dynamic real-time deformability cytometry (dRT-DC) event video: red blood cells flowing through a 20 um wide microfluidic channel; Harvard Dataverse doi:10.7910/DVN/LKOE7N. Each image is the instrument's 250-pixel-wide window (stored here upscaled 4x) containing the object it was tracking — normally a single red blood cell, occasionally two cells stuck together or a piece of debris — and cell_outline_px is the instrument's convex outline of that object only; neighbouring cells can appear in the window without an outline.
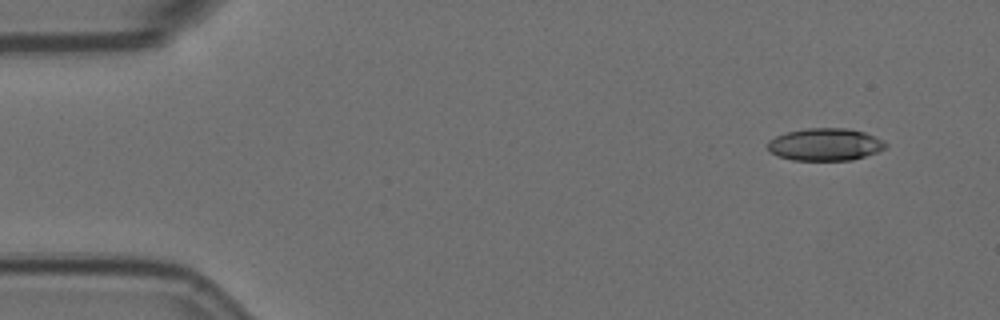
{"species": "Egyptian fruit bat (a non-hibernating species)", "species_latin": "Rousettus aegyptiacus", "temperature_condition": "room temperature", "stored_images_in_passage": 4, "camera_frame_rate_fps": 3000, "um_per_image_px": 0.085, "animal": {"sex": "female"}, "frame": {"image": 1, "passage_image": 1, "time_ms": 0.0, "image_size_px": [1000, 320], "cell_outline_px": [[888, 144], [884, 148], [876, 152], [852, 160], [792, 160], [776, 156], [768, 152], [768, 140], [776, 136], [788, 132], [808, 128], [848, 128], [864, 132], [884, 140]], "centroid_in_image_um": [70.11, 12.28], "position_along_channel_um": 14.9, "area_um2": 22.31}}
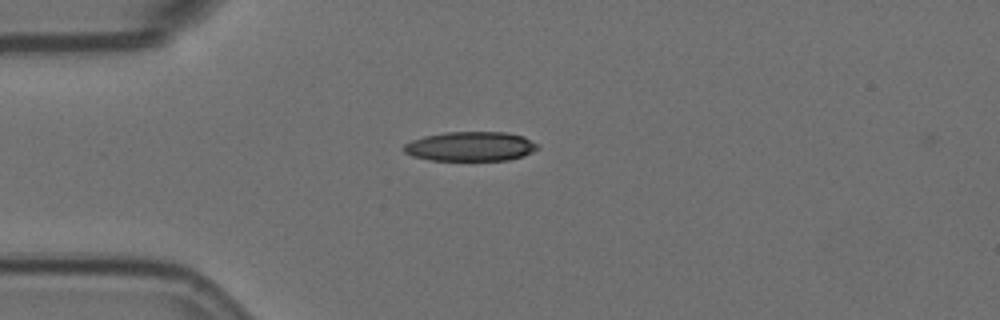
{"frame": {"image": 2, "passage_image": 4, "time_ms": 1.0, "image_size_px": [1000, 320], "cell_outline_px": [[540, 148], [524, 156], [508, 160], [432, 160], [412, 156], [404, 152], [400, 148], [404, 144], [412, 140], [424, 136], [444, 132], [508, 132], [524, 136], [536, 144]], "centroid_in_image_um": [39.98, 12.44], "position_along_channel_um": 45.0, "area_um2": 23.12}}